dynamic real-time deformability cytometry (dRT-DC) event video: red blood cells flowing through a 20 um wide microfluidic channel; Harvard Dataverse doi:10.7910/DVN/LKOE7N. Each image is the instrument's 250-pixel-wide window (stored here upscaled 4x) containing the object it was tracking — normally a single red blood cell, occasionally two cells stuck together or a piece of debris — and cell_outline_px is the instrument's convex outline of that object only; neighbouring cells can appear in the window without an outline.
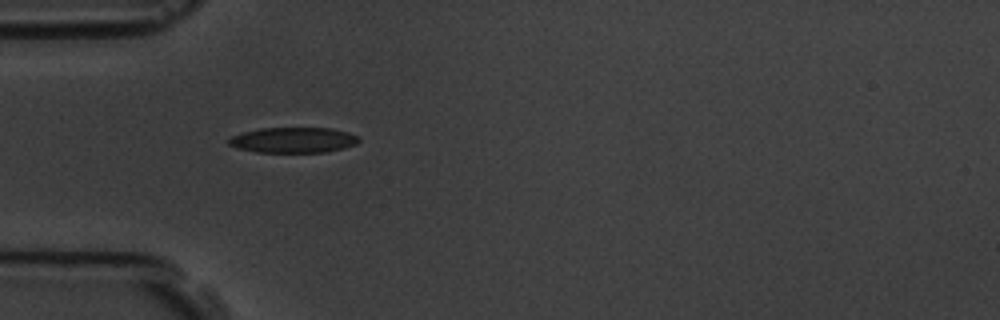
{"species": "common noctule bat (a hibernating species)", "species_latin": "Nyctalus noctula", "temperature_condition": "room temperature", "stored_images_in_passage": 11, "camera_frame_rate_fps": 3000, "um_per_image_px": 0.085, "animal": {"sex": "male", "body_mass_g": 19.5, "forearm_length_mm": 54.6}, "frame": {"image": 1, "passage_image": 1, "time_ms": 0.0, "image_size_px": [1000, 320], "cell_outline_px": [[360, 140], [356, 144], [324, 152], [256, 152], [236, 148], [228, 144], [228, 140], [232, 136], [240, 132], [260, 128], [332, 128], [348, 132], [360, 136]], "centroid_in_image_um": [24.9, 11.89], "position_along_channel_um": 60.1, "area_um2": 19.36}}
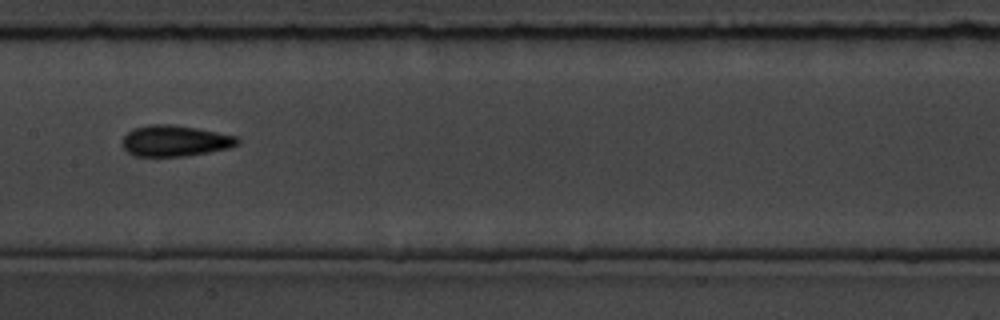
{"frame": {"image": 2, "passage_image": 4, "time_ms": 3.667, "image_size_px": [1000, 320], "cell_outline_px": [[240, 144], [228, 148], [208, 152], [184, 156], [132, 156], [124, 148], [124, 136], [132, 128], [148, 124], [168, 124], [196, 128], [240, 136]], "centroid_in_image_um": [14.91, 11.96], "position_along_channel_um": 192.5, "area_um2": 20.87}}
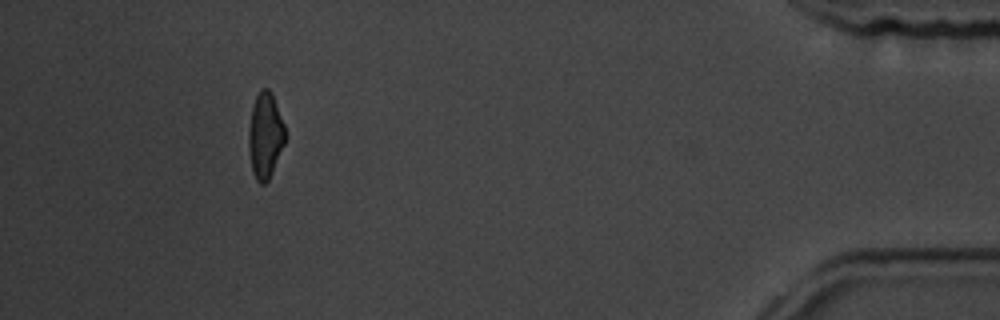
{"frame": {"image": 3, "passage_image": 10, "time_ms": 11.333, "image_size_px": [1000, 320], "cell_outline_px": [[288, 136], [272, 172], [268, 180], [264, 184], [260, 184], [256, 180], [252, 172], [248, 148], [248, 132], [252, 108], [256, 96], [260, 88], [268, 88], [272, 92], [284, 124]], "centroid_in_image_um": [22.55, 11.51], "position_along_channel_um": 412.6, "area_um2": 18.55}, "authors_computed_cell_mechanics": {"area_um2": 19.363, "velocity_mm_per_s": 3.6779, "shape_relaxation_time_tau1_ms": 2.3604, "shape_relaxation_time_tau2_ms": null, "deformation_change_tau1": 0.0838, "deformation_change_tau2": null}}